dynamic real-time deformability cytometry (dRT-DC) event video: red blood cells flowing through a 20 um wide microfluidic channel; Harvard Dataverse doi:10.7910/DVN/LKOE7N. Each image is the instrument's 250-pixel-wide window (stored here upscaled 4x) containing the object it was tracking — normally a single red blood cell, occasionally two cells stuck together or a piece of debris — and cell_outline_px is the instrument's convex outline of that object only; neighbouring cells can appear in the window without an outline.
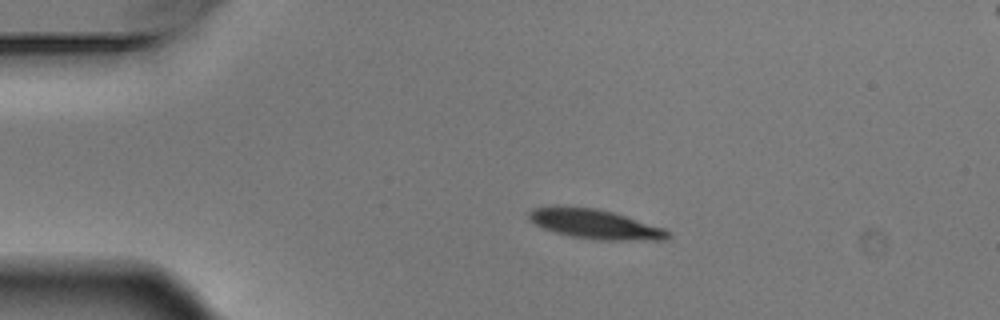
{"species": "Egyptian fruit bat (a non-hibernating species)", "species_latin": "Rousettus aegyptiacus", "temperature_condition": "warm", "stored_images_in_passage": 5, "segment_of_instrument_passage": [1, 2], "camera_frame_rate_fps": 3000, "um_per_image_px": 0.085, "animal": {"sex": "male"}, "frame": {"image": 1, "passage_image": 3, "time_ms": 0.667, "image_size_px": [1000, 320], "cell_outline_px": [[672, 236], [668, 240], [596, 240], [568, 236], [544, 228], [528, 220], [528, 212], [532, 208], [596, 208], [612, 212], [664, 228], [672, 232]], "centroid_in_image_um": [50.66, 19.09], "position_along_channel_um": 34.3, "area_um2": 23.52}}